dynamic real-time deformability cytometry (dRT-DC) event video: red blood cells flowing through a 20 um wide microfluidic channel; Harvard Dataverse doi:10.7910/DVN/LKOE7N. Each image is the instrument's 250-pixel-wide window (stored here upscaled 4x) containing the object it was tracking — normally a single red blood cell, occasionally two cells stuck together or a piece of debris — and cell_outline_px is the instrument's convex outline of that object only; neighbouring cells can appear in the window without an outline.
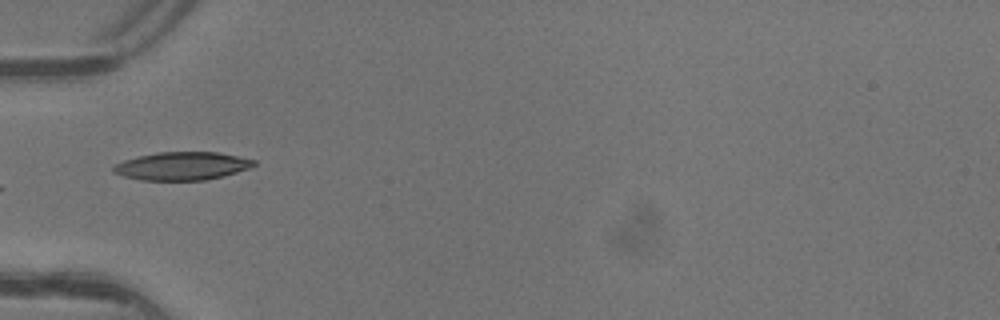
{"species": "common noctule bat (a hibernating species)", "species_latin": "Nyctalus noctula", "temperature_condition": "warm", "stored_images_in_passage": 6, "camera_frame_rate_fps": 3000, "um_per_image_px": 0.085, "animal": {"sex": "female"}, "frame": {"image": 1, "passage_image": 5, "time_ms": 1.333, "image_size_px": [1000, 320], "cell_outline_px": [[256, 164], [248, 168], [224, 176], [204, 180], [140, 180], [124, 176], [112, 172], [112, 168], [116, 164], [124, 160], [136, 156], [156, 152], [216, 152], [256, 160]], "centroid_in_image_um": [15.44, 14.11], "position_along_channel_um": 69.6, "area_um2": 22.95}}
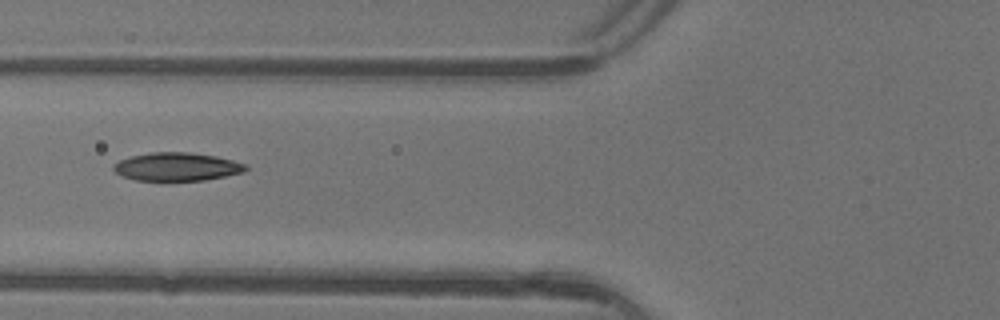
{"frame": {"image": 2, "passage_image": 6, "time_ms": 1.667, "image_size_px": [1000, 320], "cell_outline_px": [[248, 168], [244, 172], [204, 180], [136, 180], [124, 176], [116, 172], [112, 168], [112, 164], [120, 160], [132, 156], [152, 152], [188, 152], [216, 156], [248, 164]], "centroid_in_image_um": [15.05, 14.16], "position_along_channel_um": 110.7, "area_um2": 21.62}}